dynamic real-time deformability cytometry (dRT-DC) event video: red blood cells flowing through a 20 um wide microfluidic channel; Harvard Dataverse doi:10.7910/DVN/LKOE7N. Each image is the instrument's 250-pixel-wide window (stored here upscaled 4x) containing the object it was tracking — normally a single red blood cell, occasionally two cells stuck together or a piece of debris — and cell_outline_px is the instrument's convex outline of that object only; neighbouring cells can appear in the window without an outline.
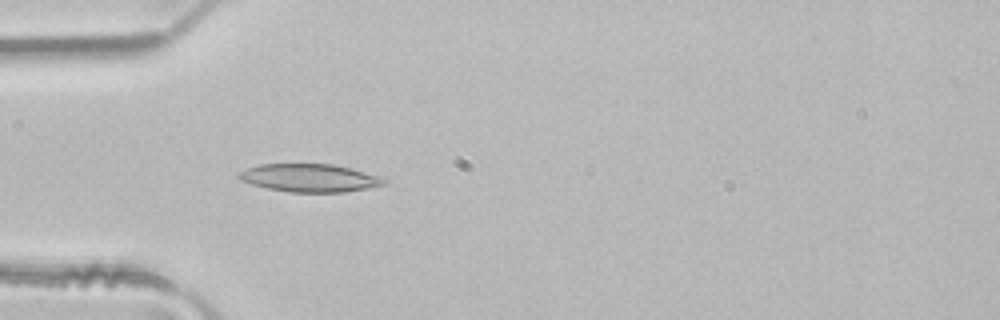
{"species": "common noctule bat (a hibernating species)", "species_latin": "Nyctalus noctula", "temperature_condition": "room temperature", "stored_images_in_passage": 41, "camera_frame_rate_fps": 3000, "um_per_image_px": 0.085, "animal": {"sex": "male", "body_mass_g": 21.5, "forearm_length_mm": 52.0}, "frame": {"image": 1, "passage_image": 7, "time_ms": 2.0, "image_size_px": [1000, 320], "cell_outline_px": [[388, 184], [368, 188], [344, 192], [288, 192], [268, 188], [252, 184], [240, 180], [236, 176], [236, 172], [260, 164], [332, 164], [352, 168], [384, 176], [388, 180]], "centroid_in_image_um": [26.38, 15.12], "position_along_channel_um": 58.6, "area_um2": 24.04}}
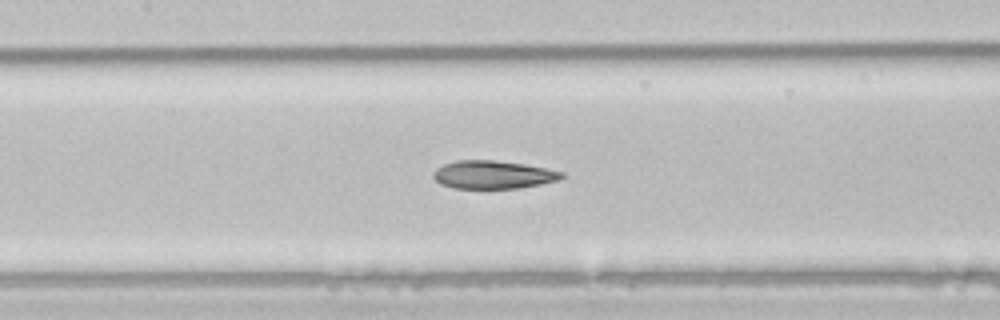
{"frame": {"image": 2, "passage_image": 15, "time_ms": 4.667, "image_size_px": [1000, 320], "cell_outline_px": [[564, 176], [560, 180], [540, 184], [516, 188], [452, 188], [440, 184], [432, 176], [432, 172], [436, 168], [444, 164], [456, 160], [492, 160], [524, 164], [564, 172]], "centroid_in_image_um": [41.88, 14.85], "position_along_channel_um": 165.5, "area_um2": 20.98}}
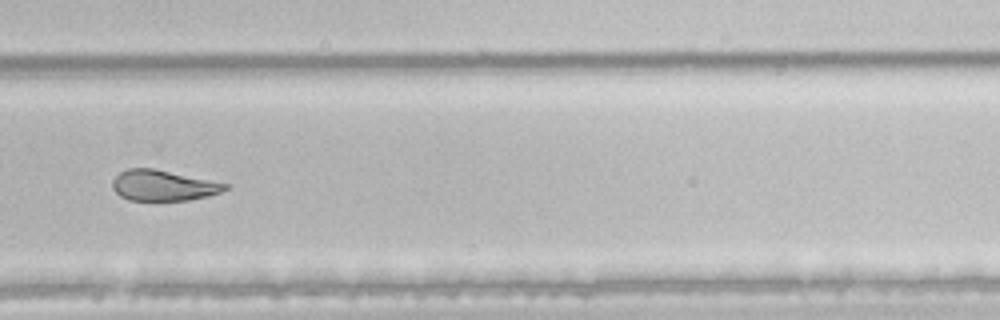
{"frame": {"image": 3, "passage_image": 26, "time_ms": 8.333, "image_size_px": [1000, 320], "cell_outline_px": [[228, 188], [220, 192], [208, 196], [188, 200], [128, 200], [120, 196], [112, 188], [112, 180], [120, 172], [128, 168], [152, 168], [228, 184]], "centroid_in_image_um": [13.83, 15.77], "position_along_channel_um": 316.0, "area_um2": 19.88}, "authors_computed_cell_mechanics": {"area_um2": 22.0218, "velocity_mm_per_s": 4.1265, "shape_relaxation_time_tau1_ms": null, "shape_relaxation_time_tau2_ms": 2.6576, "deformation_change_tau1": null, "deformation_change_tau2": 0.0917}}